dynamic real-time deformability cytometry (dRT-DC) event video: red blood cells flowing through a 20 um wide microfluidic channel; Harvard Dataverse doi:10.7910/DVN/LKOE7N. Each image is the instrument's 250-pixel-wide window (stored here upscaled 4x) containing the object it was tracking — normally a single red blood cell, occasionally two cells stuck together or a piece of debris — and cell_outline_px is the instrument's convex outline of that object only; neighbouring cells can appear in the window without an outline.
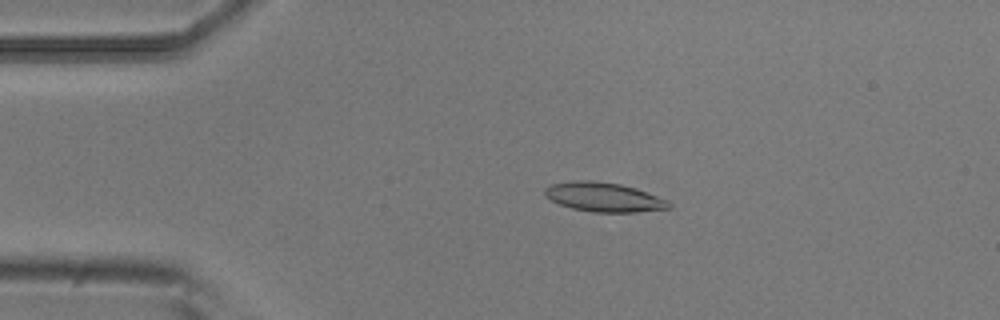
{"species": "common noctule bat (a hibernating species)", "species_latin": "Nyctalus noctula", "temperature_condition": "room temperature", "stored_images_in_passage": 3, "camera_frame_rate_fps": 3000, "um_per_image_px": 0.085, "animal": {"sex": "male", "body_mass_g": 20.5, "forearm_length_mm": 52.5}, "frame": {"image": 1, "passage_image": 2, "time_ms": 0.333, "image_size_px": [1000, 320], "cell_outline_px": [[672, 208], [636, 212], [592, 212], [572, 208], [560, 204], [544, 196], [544, 188], [552, 184], [576, 180], [592, 180], [620, 184], [636, 188], [668, 200], [672, 204]], "centroid_in_image_um": [51.34, 16.75], "position_along_channel_um": 33.7, "area_um2": 21.21}}